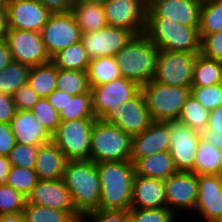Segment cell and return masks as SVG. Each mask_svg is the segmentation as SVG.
<instances>
[{"instance_id": "obj_1", "label": "cell", "mask_w": 222, "mask_h": 222, "mask_svg": "<svg viewBox=\"0 0 222 222\" xmlns=\"http://www.w3.org/2000/svg\"><path fill=\"white\" fill-rule=\"evenodd\" d=\"M101 183L99 209L129 210L132 200L134 165L128 161L96 163Z\"/></svg>"}, {"instance_id": "obj_2", "label": "cell", "mask_w": 222, "mask_h": 222, "mask_svg": "<svg viewBox=\"0 0 222 222\" xmlns=\"http://www.w3.org/2000/svg\"><path fill=\"white\" fill-rule=\"evenodd\" d=\"M62 181L69 190L76 211L80 215L99 209L101 183L94 161H68Z\"/></svg>"}, {"instance_id": "obj_3", "label": "cell", "mask_w": 222, "mask_h": 222, "mask_svg": "<svg viewBox=\"0 0 222 222\" xmlns=\"http://www.w3.org/2000/svg\"><path fill=\"white\" fill-rule=\"evenodd\" d=\"M158 51L144 33L134 35L115 55L121 76L140 87L150 82L155 73Z\"/></svg>"}, {"instance_id": "obj_4", "label": "cell", "mask_w": 222, "mask_h": 222, "mask_svg": "<svg viewBox=\"0 0 222 222\" xmlns=\"http://www.w3.org/2000/svg\"><path fill=\"white\" fill-rule=\"evenodd\" d=\"M144 34L159 50L200 53L199 26H186L165 18H145Z\"/></svg>"}, {"instance_id": "obj_5", "label": "cell", "mask_w": 222, "mask_h": 222, "mask_svg": "<svg viewBox=\"0 0 222 222\" xmlns=\"http://www.w3.org/2000/svg\"><path fill=\"white\" fill-rule=\"evenodd\" d=\"M131 138L114 124L96 119L91 133L90 160L95 163L130 160Z\"/></svg>"}, {"instance_id": "obj_6", "label": "cell", "mask_w": 222, "mask_h": 222, "mask_svg": "<svg viewBox=\"0 0 222 222\" xmlns=\"http://www.w3.org/2000/svg\"><path fill=\"white\" fill-rule=\"evenodd\" d=\"M147 108L153 121L166 122L178 120L190 88L176 87L150 81L141 86Z\"/></svg>"}, {"instance_id": "obj_7", "label": "cell", "mask_w": 222, "mask_h": 222, "mask_svg": "<svg viewBox=\"0 0 222 222\" xmlns=\"http://www.w3.org/2000/svg\"><path fill=\"white\" fill-rule=\"evenodd\" d=\"M96 119L61 121L52 141L68 161L90 160V140Z\"/></svg>"}, {"instance_id": "obj_8", "label": "cell", "mask_w": 222, "mask_h": 222, "mask_svg": "<svg viewBox=\"0 0 222 222\" xmlns=\"http://www.w3.org/2000/svg\"><path fill=\"white\" fill-rule=\"evenodd\" d=\"M199 54L159 50L152 81L176 87L191 88L193 68Z\"/></svg>"}, {"instance_id": "obj_9", "label": "cell", "mask_w": 222, "mask_h": 222, "mask_svg": "<svg viewBox=\"0 0 222 222\" xmlns=\"http://www.w3.org/2000/svg\"><path fill=\"white\" fill-rule=\"evenodd\" d=\"M46 51L52 58L59 51L81 41L82 32L73 12L51 13L40 31Z\"/></svg>"}, {"instance_id": "obj_10", "label": "cell", "mask_w": 222, "mask_h": 222, "mask_svg": "<svg viewBox=\"0 0 222 222\" xmlns=\"http://www.w3.org/2000/svg\"><path fill=\"white\" fill-rule=\"evenodd\" d=\"M5 40L13 61L30 67L51 61L40 32L7 28Z\"/></svg>"}, {"instance_id": "obj_11", "label": "cell", "mask_w": 222, "mask_h": 222, "mask_svg": "<svg viewBox=\"0 0 222 222\" xmlns=\"http://www.w3.org/2000/svg\"><path fill=\"white\" fill-rule=\"evenodd\" d=\"M101 120L114 124L131 137L143 132L153 122L141 91L131 100L107 111Z\"/></svg>"}, {"instance_id": "obj_12", "label": "cell", "mask_w": 222, "mask_h": 222, "mask_svg": "<svg viewBox=\"0 0 222 222\" xmlns=\"http://www.w3.org/2000/svg\"><path fill=\"white\" fill-rule=\"evenodd\" d=\"M92 95V109L96 119H101L107 111L119 107L134 98L141 87L124 77L90 88Z\"/></svg>"}, {"instance_id": "obj_13", "label": "cell", "mask_w": 222, "mask_h": 222, "mask_svg": "<svg viewBox=\"0 0 222 222\" xmlns=\"http://www.w3.org/2000/svg\"><path fill=\"white\" fill-rule=\"evenodd\" d=\"M107 24L134 35L144 33L147 0H108L102 5Z\"/></svg>"}, {"instance_id": "obj_14", "label": "cell", "mask_w": 222, "mask_h": 222, "mask_svg": "<svg viewBox=\"0 0 222 222\" xmlns=\"http://www.w3.org/2000/svg\"><path fill=\"white\" fill-rule=\"evenodd\" d=\"M170 132V154L177 171L192 172L199 144V132L178 120L166 121Z\"/></svg>"}, {"instance_id": "obj_15", "label": "cell", "mask_w": 222, "mask_h": 222, "mask_svg": "<svg viewBox=\"0 0 222 222\" xmlns=\"http://www.w3.org/2000/svg\"><path fill=\"white\" fill-rule=\"evenodd\" d=\"M133 36L124 28L107 25L97 31L83 33L81 43L90 59L115 57Z\"/></svg>"}, {"instance_id": "obj_16", "label": "cell", "mask_w": 222, "mask_h": 222, "mask_svg": "<svg viewBox=\"0 0 222 222\" xmlns=\"http://www.w3.org/2000/svg\"><path fill=\"white\" fill-rule=\"evenodd\" d=\"M203 0H147L146 18H165L186 26H199Z\"/></svg>"}, {"instance_id": "obj_17", "label": "cell", "mask_w": 222, "mask_h": 222, "mask_svg": "<svg viewBox=\"0 0 222 222\" xmlns=\"http://www.w3.org/2000/svg\"><path fill=\"white\" fill-rule=\"evenodd\" d=\"M7 28L40 32L51 12L37 0H7Z\"/></svg>"}, {"instance_id": "obj_18", "label": "cell", "mask_w": 222, "mask_h": 222, "mask_svg": "<svg viewBox=\"0 0 222 222\" xmlns=\"http://www.w3.org/2000/svg\"><path fill=\"white\" fill-rule=\"evenodd\" d=\"M165 191L167 207L176 215L181 209L195 210L198 199V175L177 171L165 179Z\"/></svg>"}, {"instance_id": "obj_19", "label": "cell", "mask_w": 222, "mask_h": 222, "mask_svg": "<svg viewBox=\"0 0 222 222\" xmlns=\"http://www.w3.org/2000/svg\"><path fill=\"white\" fill-rule=\"evenodd\" d=\"M194 211L204 217V222L222 219V176L198 175V199Z\"/></svg>"}, {"instance_id": "obj_20", "label": "cell", "mask_w": 222, "mask_h": 222, "mask_svg": "<svg viewBox=\"0 0 222 222\" xmlns=\"http://www.w3.org/2000/svg\"><path fill=\"white\" fill-rule=\"evenodd\" d=\"M26 198L28 204L62 211H76L71 194L62 179L38 180Z\"/></svg>"}, {"instance_id": "obj_21", "label": "cell", "mask_w": 222, "mask_h": 222, "mask_svg": "<svg viewBox=\"0 0 222 222\" xmlns=\"http://www.w3.org/2000/svg\"><path fill=\"white\" fill-rule=\"evenodd\" d=\"M169 148V126L165 122L153 121L143 132L132 136L130 158H143Z\"/></svg>"}, {"instance_id": "obj_22", "label": "cell", "mask_w": 222, "mask_h": 222, "mask_svg": "<svg viewBox=\"0 0 222 222\" xmlns=\"http://www.w3.org/2000/svg\"><path fill=\"white\" fill-rule=\"evenodd\" d=\"M10 127L16 143L41 146L52 141V134L37 121L31 110H17Z\"/></svg>"}, {"instance_id": "obj_23", "label": "cell", "mask_w": 222, "mask_h": 222, "mask_svg": "<svg viewBox=\"0 0 222 222\" xmlns=\"http://www.w3.org/2000/svg\"><path fill=\"white\" fill-rule=\"evenodd\" d=\"M167 207L165 180L134 176L131 207L157 209Z\"/></svg>"}, {"instance_id": "obj_24", "label": "cell", "mask_w": 222, "mask_h": 222, "mask_svg": "<svg viewBox=\"0 0 222 222\" xmlns=\"http://www.w3.org/2000/svg\"><path fill=\"white\" fill-rule=\"evenodd\" d=\"M67 162L65 155L53 141L41 145L34 167L38 180L62 179Z\"/></svg>"}, {"instance_id": "obj_25", "label": "cell", "mask_w": 222, "mask_h": 222, "mask_svg": "<svg viewBox=\"0 0 222 222\" xmlns=\"http://www.w3.org/2000/svg\"><path fill=\"white\" fill-rule=\"evenodd\" d=\"M134 176L165 180L177 172L170 151L157 152L143 158H130Z\"/></svg>"}, {"instance_id": "obj_26", "label": "cell", "mask_w": 222, "mask_h": 222, "mask_svg": "<svg viewBox=\"0 0 222 222\" xmlns=\"http://www.w3.org/2000/svg\"><path fill=\"white\" fill-rule=\"evenodd\" d=\"M72 12L82 34L97 31L108 25L102 4L75 2Z\"/></svg>"}, {"instance_id": "obj_27", "label": "cell", "mask_w": 222, "mask_h": 222, "mask_svg": "<svg viewBox=\"0 0 222 222\" xmlns=\"http://www.w3.org/2000/svg\"><path fill=\"white\" fill-rule=\"evenodd\" d=\"M57 67L50 61L31 67L28 84L41 98H46L56 89Z\"/></svg>"}, {"instance_id": "obj_28", "label": "cell", "mask_w": 222, "mask_h": 222, "mask_svg": "<svg viewBox=\"0 0 222 222\" xmlns=\"http://www.w3.org/2000/svg\"><path fill=\"white\" fill-rule=\"evenodd\" d=\"M22 215L23 222H78L81 216L77 211H62L28 203Z\"/></svg>"}, {"instance_id": "obj_29", "label": "cell", "mask_w": 222, "mask_h": 222, "mask_svg": "<svg viewBox=\"0 0 222 222\" xmlns=\"http://www.w3.org/2000/svg\"><path fill=\"white\" fill-rule=\"evenodd\" d=\"M87 77L89 87L98 86L121 77L115 57H97L90 60Z\"/></svg>"}, {"instance_id": "obj_30", "label": "cell", "mask_w": 222, "mask_h": 222, "mask_svg": "<svg viewBox=\"0 0 222 222\" xmlns=\"http://www.w3.org/2000/svg\"><path fill=\"white\" fill-rule=\"evenodd\" d=\"M90 60L81 41L59 51L51 58V62L58 69L80 71H87Z\"/></svg>"}, {"instance_id": "obj_31", "label": "cell", "mask_w": 222, "mask_h": 222, "mask_svg": "<svg viewBox=\"0 0 222 222\" xmlns=\"http://www.w3.org/2000/svg\"><path fill=\"white\" fill-rule=\"evenodd\" d=\"M222 62L203 57L201 54L193 68L192 86H213L221 81Z\"/></svg>"}, {"instance_id": "obj_32", "label": "cell", "mask_w": 222, "mask_h": 222, "mask_svg": "<svg viewBox=\"0 0 222 222\" xmlns=\"http://www.w3.org/2000/svg\"><path fill=\"white\" fill-rule=\"evenodd\" d=\"M59 116L61 121L96 119L92 109L91 91L78 95L67 93L66 106L59 112Z\"/></svg>"}, {"instance_id": "obj_33", "label": "cell", "mask_w": 222, "mask_h": 222, "mask_svg": "<svg viewBox=\"0 0 222 222\" xmlns=\"http://www.w3.org/2000/svg\"><path fill=\"white\" fill-rule=\"evenodd\" d=\"M30 69V66L12 60L0 71V93L12 96L21 86L27 84Z\"/></svg>"}, {"instance_id": "obj_34", "label": "cell", "mask_w": 222, "mask_h": 222, "mask_svg": "<svg viewBox=\"0 0 222 222\" xmlns=\"http://www.w3.org/2000/svg\"><path fill=\"white\" fill-rule=\"evenodd\" d=\"M219 148L202 139L196 149L193 165V173L197 175L218 174L219 175Z\"/></svg>"}, {"instance_id": "obj_35", "label": "cell", "mask_w": 222, "mask_h": 222, "mask_svg": "<svg viewBox=\"0 0 222 222\" xmlns=\"http://www.w3.org/2000/svg\"><path fill=\"white\" fill-rule=\"evenodd\" d=\"M222 31V0H203L200 10L199 34Z\"/></svg>"}, {"instance_id": "obj_36", "label": "cell", "mask_w": 222, "mask_h": 222, "mask_svg": "<svg viewBox=\"0 0 222 222\" xmlns=\"http://www.w3.org/2000/svg\"><path fill=\"white\" fill-rule=\"evenodd\" d=\"M208 119L209 111L190 94L183 105L178 121L200 133L207 127Z\"/></svg>"}, {"instance_id": "obj_37", "label": "cell", "mask_w": 222, "mask_h": 222, "mask_svg": "<svg viewBox=\"0 0 222 222\" xmlns=\"http://www.w3.org/2000/svg\"><path fill=\"white\" fill-rule=\"evenodd\" d=\"M56 89L78 95L90 90L87 71L62 70L57 68Z\"/></svg>"}, {"instance_id": "obj_38", "label": "cell", "mask_w": 222, "mask_h": 222, "mask_svg": "<svg viewBox=\"0 0 222 222\" xmlns=\"http://www.w3.org/2000/svg\"><path fill=\"white\" fill-rule=\"evenodd\" d=\"M38 181L34 169L12 166L5 184L27 197Z\"/></svg>"}, {"instance_id": "obj_39", "label": "cell", "mask_w": 222, "mask_h": 222, "mask_svg": "<svg viewBox=\"0 0 222 222\" xmlns=\"http://www.w3.org/2000/svg\"><path fill=\"white\" fill-rule=\"evenodd\" d=\"M27 198L13 187L0 184V215L22 213Z\"/></svg>"}, {"instance_id": "obj_40", "label": "cell", "mask_w": 222, "mask_h": 222, "mask_svg": "<svg viewBox=\"0 0 222 222\" xmlns=\"http://www.w3.org/2000/svg\"><path fill=\"white\" fill-rule=\"evenodd\" d=\"M176 216L178 215L168 207L157 209L130 208L128 210V219L131 222H175L178 219V217L175 218Z\"/></svg>"}, {"instance_id": "obj_41", "label": "cell", "mask_w": 222, "mask_h": 222, "mask_svg": "<svg viewBox=\"0 0 222 222\" xmlns=\"http://www.w3.org/2000/svg\"><path fill=\"white\" fill-rule=\"evenodd\" d=\"M37 121L41 123L42 126L48 129V131L53 134L57 127L59 126L61 120L59 113L55 108L49 103L47 98H40V100L31 109Z\"/></svg>"}, {"instance_id": "obj_42", "label": "cell", "mask_w": 222, "mask_h": 222, "mask_svg": "<svg viewBox=\"0 0 222 222\" xmlns=\"http://www.w3.org/2000/svg\"><path fill=\"white\" fill-rule=\"evenodd\" d=\"M190 94L209 112L222 105V86H191Z\"/></svg>"}, {"instance_id": "obj_43", "label": "cell", "mask_w": 222, "mask_h": 222, "mask_svg": "<svg viewBox=\"0 0 222 222\" xmlns=\"http://www.w3.org/2000/svg\"><path fill=\"white\" fill-rule=\"evenodd\" d=\"M39 147L16 143L7 157L12 166L34 169Z\"/></svg>"}, {"instance_id": "obj_44", "label": "cell", "mask_w": 222, "mask_h": 222, "mask_svg": "<svg viewBox=\"0 0 222 222\" xmlns=\"http://www.w3.org/2000/svg\"><path fill=\"white\" fill-rule=\"evenodd\" d=\"M200 37V54L205 58L222 62V31Z\"/></svg>"}, {"instance_id": "obj_45", "label": "cell", "mask_w": 222, "mask_h": 222, "mask_svg": "<svg viewBox=\"0 0 222 222\" xmlns=\"http://www.w3.org/2000/svg\"><path fill=\"white\" fill-rule=\"evenodd\" d=\"M86 219L93 222H125L128 219V210L98 209L81 215L78 222L88 221Z\"/></svg>"}, {"instance_id": "obj_46", "label": "cell", "mask_w": 222, "mask_h": 222, "mask_svg": "<svg viewBox=\"0 0 222 222\" xmlns=\"http://www.w3.org/2000/svg\"><path fill=\"white\" fill-rule=\"evenodd\" d=\"M11 97L16 110H31L41 98L32 90L28 83L21 86Z\"/></svg>"}, {"instance_id": "obj_47", "label": "cell", "mask_w": 222, "mask_h": 222, "mask_svg": "<svg viewBox=\"0 0 222 222\" xmlns=\"http://www.w3.org/2000/svg\"><path fill=\"white\" fill-rule=\"evenodd\" d=\"M16 145V139L11 130L10 123L0 122V156H8L10 150Z\"/></svg>"}, {"instance_id": "obj_48", "label": "cell", "mask_w": 222, "mask_h": 222, "mask_svg": "<svg viewBox=\"0 0 222 222\" xmlns=\"http://www.w3.org/2000/svg\"><path fill=\"white\" fill-rule=\"evenodd\" d=\"M16 111L11 95L0 93V122L10 123Z\"/></svg>"}, {"instance_id": "obj_49", "label": "cell", "mask_w": 222, "mask_h": 222, "mask_svg": "<svg viewBox=\"0 0 222 222\" xmlns=\"http://www.w3.org/2000/svg\"><path fill=\"white\" fill-rule=\"evenodd\" d=\"M51 13H67L73 10L75 0H37Z\"/></svg>"}, {"instance_id": "obj_50", "label": "cell", "mask_w": 222, "mask_h": 222, "mask_svg": "<svg viewBox=\"0 0 222 222\" xmlns=\"http://www.w3.org/2000/svg\"><path fill=\"white\" fill-rule=\"evenodd\" d=\"M205 130L210 135L222 136V105L209 112L208 124Z\"/></svg>"}, {"instance_id": "obj_51", "label": "cell", "mask_w": 222, "mask_h": 222, "mask_svg": "<svg viewBox=\"0 0 222 222\" xmlns=\"http://www.w3.org/2000/svg\"><path fill=\"white\" fill-rule=\"evenodd\" d=\"M47 100L59 113L63 110L67 103V92H64L59 89H55L50 95H48Z\"/></svg>"}, {"instance_id": "obj_52", "label": "cell", "mask_w": 222, "mask_h": 222, "mask_svg": "<svg viewBox=\"0 0 222 222\" xmlns=\"http://www.w3.org/2000/svg\"><path fill=\"white\" fill-rule=\"evenodd\" d=\"M11 61L12 56L7 41L2 39L0 40V71H2Z\"/></svg>"}, {"instance_id": "obj_53", "label": "cell", "mask_w": 222, "mask_h": 222, "mask_svg": "<svg viewBox=\"0 0 222 222\" xmlns=\"http://www.w3.org/2000/svg\"><path fill=\"white\" fill-rule=\"evenodd\" d=\"M11 162L7 156H0V184L6 182L7 176L11 170Z\"/></svg>"}, {"instance_id": "obj_54", "label": "cell", "mask_w": 222, "mask_h": 222, "mask_svg": "<svg viewBox=\"0 0 222 222\" xmlns=\"http://www.w3.org/2000/svg\"><path fill=\"white\" fill-rule=\"evenodd\" d=\"M200 139L209 142L210 144L214 145L217 148H221L222 146V136L218 135H210L205 129L202 130L200 133Z\"/></svg>"}, {"instance_id": "obj_55", "label": "cell", "mask_w": 222, "mask_h": 222, "mask_svg": "<svg viewBox=\"0 0 222 222\" xmlns=\"http://www.w3.org/2000/svg\"><path fill=\"white\" fill-rule=\"evenodd\" d=\"M7 32V17L5 5H0V40L5 39Z\"/></svg>"}, {"instance_id": "obj_56", "label": "cell", "mask_w": 222, "mask_h": 222, "mask_svg": "<svg viewBox=\"0 0 222 222\" xmlns=\"http://www.w3.org/2000/svg\"><path fill=\"white\" fill-rule=\"evenodd\" d=\"M0 222H23L22 213L0 215Z\"/></svg>"}, {"instance_id": "obj_57", "label": "cell", "mask_w": 222, "mask_h": 222, "mask_svg": "<svg viewBox=\"0 0 222 222\" xmlns=\"http://www.w3.org/2000/svg\"><path fill=\"white\" fill-rule=\"evenodd\" d=\"M108 0H75V2L105 4Z\"/></svg>"}, {"instance_id": "obj_58", "label": "cell", "mask_w": 222, "mask_h": 222, "mask_svg": "<svg viewBox=\"0 0 222 222\" xmlns=\"http://www.w3.org/2000/svg\"><path fill=\"white\" fill-rule=\"evenodd\" d=\"M219 160H220V164H219V175L222 176V146L221 148L219 149Z\"/></svg>"}, {"instance_id": "obj_59", "label": "cell", "mask_w": 222, "mask_h": 222, "mask_svg": "<svg viewBox=\"0 0 222 222\" xmlns=\"http://www.w3.org/2000/svg\"><path fill=\"white\" fill-rule=\"evenodd\" d=\"M6 2L7 0H0V5H5Z\"/></svg>"}, {"instance_id": "obj_60", "label": "cell", "mask_w": 222, "mask_h": 222, "mask_svg": "<svg viewBox=\"0 0 222 222\" xmlns=\"http://www.w3.org/2000/svg\"><path fill=\"white\" fill-rule=\"evenodd\" d=\"M220 85L222 86V73H221V81H220Z\"/></svg>"}]
</instances>
